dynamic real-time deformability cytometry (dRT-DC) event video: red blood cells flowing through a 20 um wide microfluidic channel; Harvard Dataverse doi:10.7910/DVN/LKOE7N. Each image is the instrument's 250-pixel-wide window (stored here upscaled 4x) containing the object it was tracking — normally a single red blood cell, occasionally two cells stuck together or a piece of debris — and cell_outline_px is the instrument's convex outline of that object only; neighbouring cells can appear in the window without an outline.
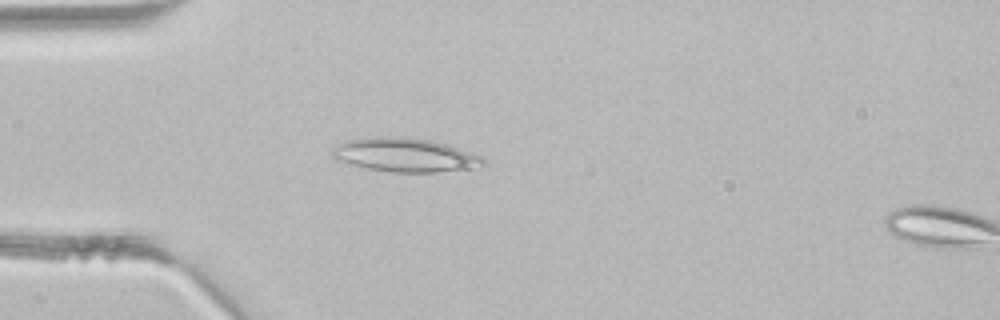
{"species": "common noctule bat (a hibernating species)", "species_latin": "Nyctalus noctula", "temperature_condition": "room temperature", "stored_images_in_passage": 4, "camera_frame_rate_fps": 3000, "um_per_image_px": 0.085, "animal": {"sex": "male", "body_mass_g": 21.5, "forearm_length_mm": 52.0}, "frame": {"image": 1, "passage_image": 3, "time_ms": 0.667, "image_size_px": [1000, 320], "cell_outline_px": [[484, 164], [436, 172], [392, 172], [368, 168], [336, 160], [332, 156], [332, 152], [340, 144], [348, 140], [376, 136], [400, 136], [432, 140], [448, 144], [472, 152], [480, 156], [484, 160]], "centroid_in_image_um": [34.39, 13.15], "position_along_channel_um": 50.6, "area_um2": 29.19}}